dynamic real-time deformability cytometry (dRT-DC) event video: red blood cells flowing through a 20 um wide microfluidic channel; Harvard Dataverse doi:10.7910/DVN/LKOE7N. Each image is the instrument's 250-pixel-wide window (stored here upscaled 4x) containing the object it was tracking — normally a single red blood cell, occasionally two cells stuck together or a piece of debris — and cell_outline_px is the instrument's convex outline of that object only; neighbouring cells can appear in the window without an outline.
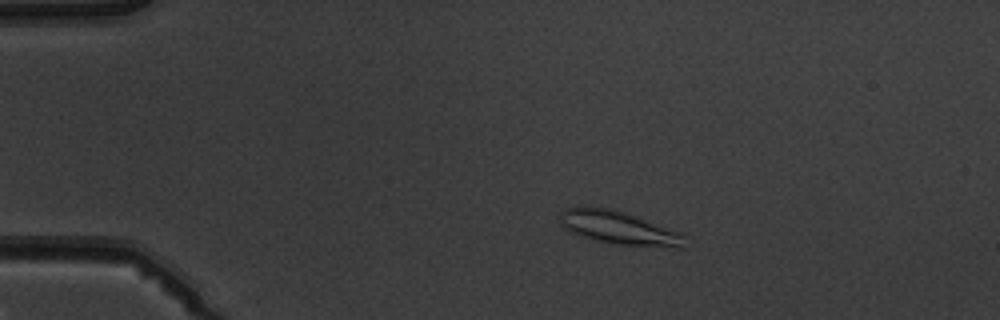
{"species": "common noctule bat (a hibernating species)", "species_latin": "Nyctalus noctula", "temperature_condition": "warm", "stored_images_in_passage": 5, "camera_frame_rate_fps": 3000, "um_per_image_px": 0.085, "animal": {"sex": "male", "body_mass_g": 19.5, "forearm_length_mm": 54.6}, "frame": {"image": 1, "passage_image": 3, "time_ms": 2.333, "image_size_px": [1000, 320], "cell_outline_px": [[688, 236], [684, 248], [676, 248], [612, 244], [596, 240], [572, 232], [564, 228], [560, 224], [560, 212], [564, 208], [580, 204], [584, 204], [608, 208], [624, 212], [684, 232]], "centroid_in_image_um": [52.65, 19.35], "position_along_channel_um": 32.4, "area_um2": 25.03}}
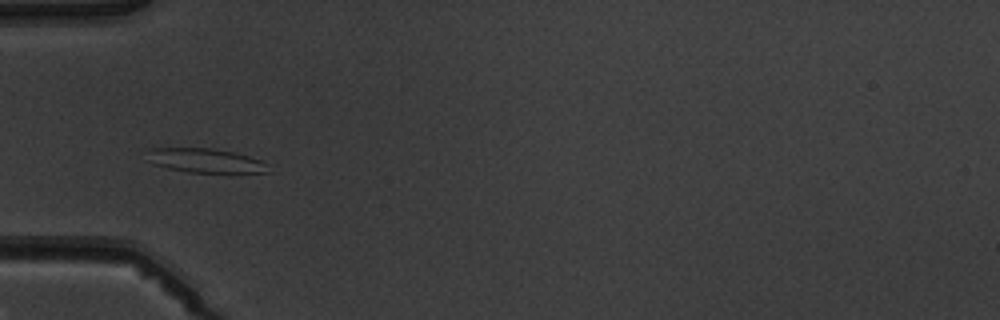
{"frame": {"image": 2, "passage_image": 5, "time_ms": 4.667, "image_size_px": [1000, 320], "cell_outline_px": [[268, 172], [188, 172], [168, 168], [152, 164], [144, 160], [148, 148], [212, 148], [232, 152], [248, 156], [260, 160], [264, 164]], "centroid_in_image_um": [17.29, 13.63], "position_along_channel_um": 67.7, "area_um2": 16.94}}